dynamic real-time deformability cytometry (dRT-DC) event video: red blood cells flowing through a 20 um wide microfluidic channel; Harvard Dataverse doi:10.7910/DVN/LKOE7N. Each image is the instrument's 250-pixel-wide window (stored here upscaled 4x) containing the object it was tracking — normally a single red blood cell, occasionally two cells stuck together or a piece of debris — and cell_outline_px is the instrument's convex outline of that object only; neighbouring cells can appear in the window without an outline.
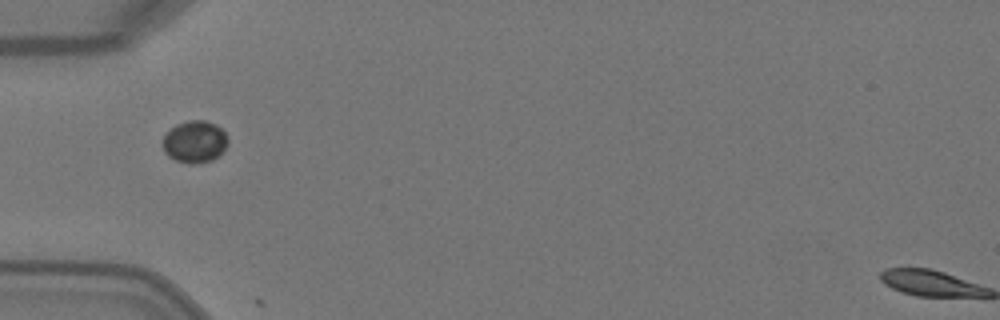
{"species": "Egyptian fruit bat (a non-hibernating species)", "species_latin": "Rousettus aegyptiacus", "temperature_condition": "warm", "stored_images_in_passage": 7, "camera_frame_rate_fps": 3000, "um_per_image_px": 0.085, "animal": {"sex": "female"}, "frame": {"image": 1, "passage_image": 5, "time_ms": 1.333, "image_size_px": [1000, 320], "cell_outline_px": [[228, 140], [224, 148], [212, 160], [192, 164], [176, 160], [168, 156], [164, 152], [160, 144], [160, 140], [176, 124], [188, 120], [204, 120], [216, 124], [228, 136]], "centroid_in_image_um": [16.5, 12.03], "position_along_channel_um": 68.5, "area_um2": 15.95}}
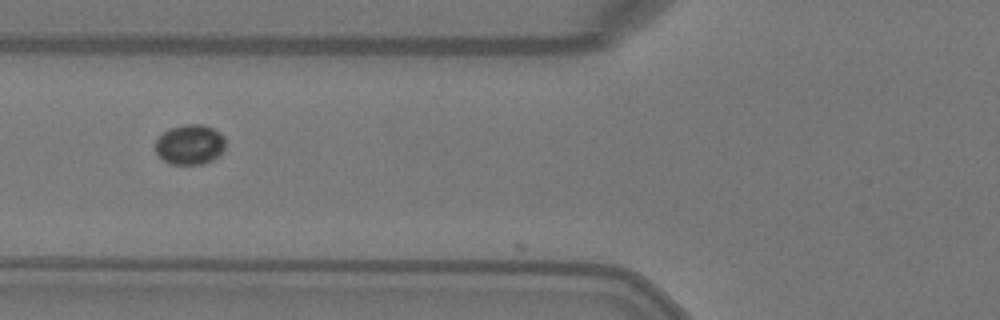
{"frame": {"image": 2, "passage_image": 6, "time_ms": 1.667, "image_size_px": [1000, 320], "cell_outline_px": [[224, 148], [212, 160], [200, 164], [172, 164], [164, 160], [156, 152], [156, 140], [168, 128], [184, 124], [204, 124], [220, 132], [224, 136]], "centroid_in_image_um": [16.13, 12.26], "position_along_channel_um": 109.7, "area_um2": 16.18}}